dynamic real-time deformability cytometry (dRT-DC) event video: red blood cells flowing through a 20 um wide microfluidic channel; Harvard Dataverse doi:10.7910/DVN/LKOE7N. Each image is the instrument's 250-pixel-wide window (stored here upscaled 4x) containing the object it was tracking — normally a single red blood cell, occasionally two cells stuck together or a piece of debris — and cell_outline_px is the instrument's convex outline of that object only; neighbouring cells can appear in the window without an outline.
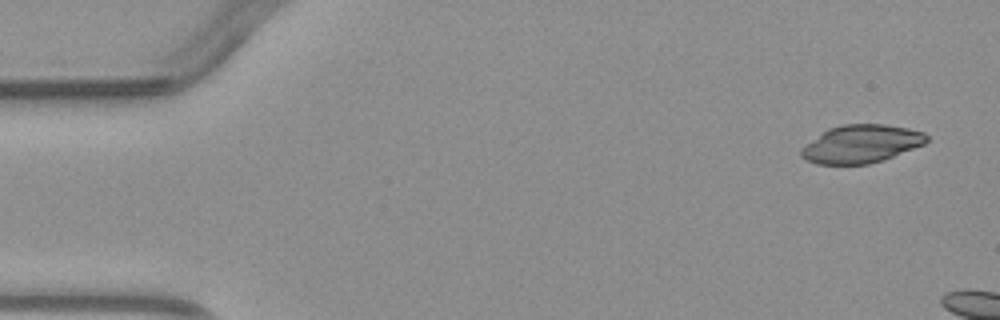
{"species": "common noctule bat (a hibernating species)", "species_latin": "Nyctalus noctula", "temperature_condition": "warm", "stored_images_in_passage": 6, "camera_frame_rate_fps": 3000, "um_per_image_px": 0.085, "animal": {"sex": "male", "body_mass_g": 23.1, "forearm_length_mm": 52.7}, "frame": {"image": 1, "passage_image": 1, "time_ms": 0.0, "image_size_px": [1000, 320], "cell_outline_px": [[928, 140], [924, 144], [884, 160], [868, 164], [816, 164], [800, 156], [800, 148], [828, 128], [844, 124], [884, 124], [908, 128], [924, 132], [928, 136]], "centroid_in_image_um": [73.2, 12.23], "position_along_channel_um": 11.8, "area_um2": 27.8}}
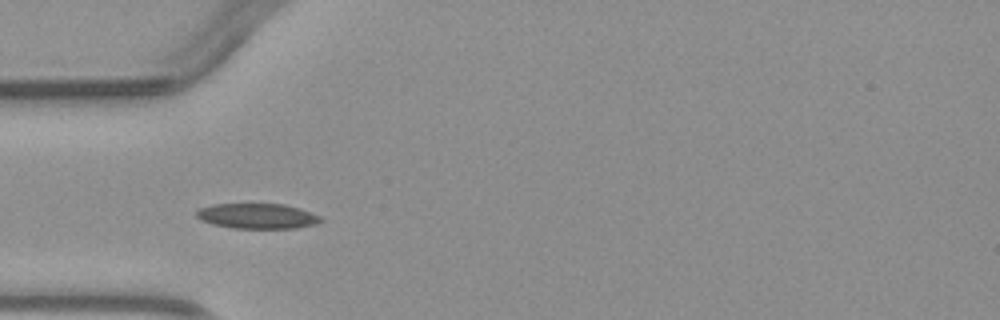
{"frame": {"image": 2, "passage_image": 5, "time_ms": 5.667, "image_size_px": [1000, 320], "cell_outline_px": [[324, 220], [312, 224], [296, 228], [232, 228], [212, 224], [200, 220], [196, 216], [196, 212], [200, 208], [212, 204], [284, 204], [300, 208], [320, 216]], "centroid_in_image_um": [21.84, 18.36], "position_along_channel_um": 63.2, "area_um2": 18.21}}
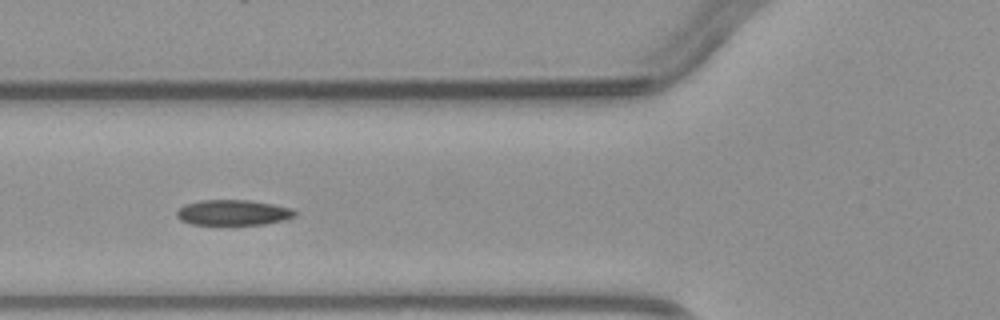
{"frame": {"image": 3, "passage_image": 6, "time_ms": 6.667, "image_size_px": [1000, 320], "cell_outline_px": [[296, 216], [284, 220], [264, 224], [192, 224], [180, 220], [176, 216], [176, 208], [184, 204], [200, 200], [248, 200], [272, 204], [292, 208], [296, 212]], "centroid_in_image_um": [19.78, 18.06], "position_along_channel_um": 106.0, "area_um2": 17.57}}